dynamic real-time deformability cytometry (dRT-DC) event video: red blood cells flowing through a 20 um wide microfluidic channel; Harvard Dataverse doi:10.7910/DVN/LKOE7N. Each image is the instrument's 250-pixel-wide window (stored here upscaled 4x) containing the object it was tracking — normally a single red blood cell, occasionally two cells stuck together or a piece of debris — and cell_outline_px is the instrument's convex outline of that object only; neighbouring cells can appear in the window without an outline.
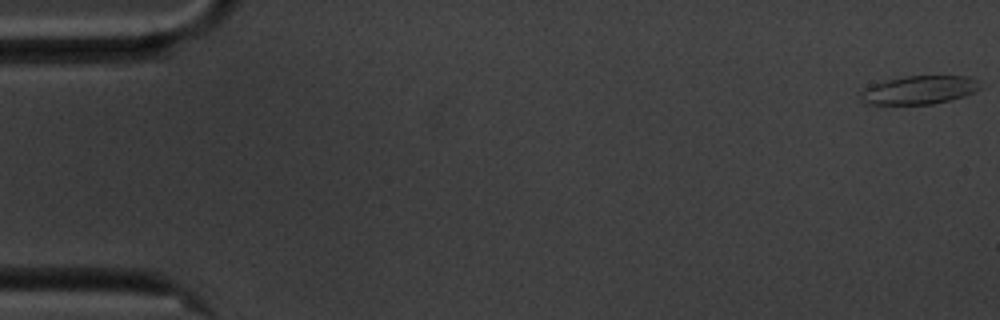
{"species": "common noctule bat (a hibernating species)", "species_latin": "Nyctalus noctula", "temperature_condition": "cold", "stored_images_in_passage": 8, "camera_frame_rate_fps": 3000, "um_per_image_px": 0.085, "animal": {"sex": "male", "body_mass_g": 20.1, "forearm_length_mm": 53.5}, "frame": {"image": 1, "passage_image": 1, "time_ms": 0.0, "image_size_px": [1000, 320], "cell_outline_px": [[980, 88], [976, 92], [964, 96], [932, 104], [864, 104], [860, 100], [860, 92], [864, 88], [872, 84], [884, 80], [904, 76], [968, 76], [980, 80]], "centroid_in_image_um": [78.12, 7.64], "position_along_channel_um": 6.9, "area_um2": 20.06}}